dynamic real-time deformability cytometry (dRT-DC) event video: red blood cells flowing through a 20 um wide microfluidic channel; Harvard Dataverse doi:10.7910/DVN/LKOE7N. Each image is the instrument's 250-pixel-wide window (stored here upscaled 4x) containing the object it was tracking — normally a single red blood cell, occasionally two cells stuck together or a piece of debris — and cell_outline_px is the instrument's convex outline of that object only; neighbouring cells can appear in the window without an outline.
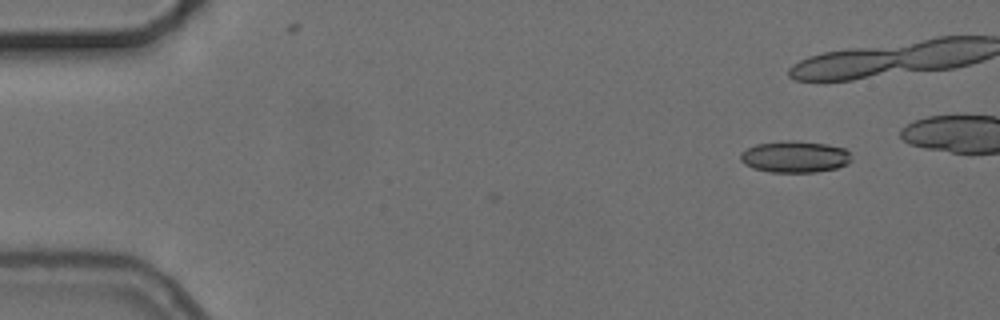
{"species": "common noctule bat (a hibernating species)", "species_latin": "Nyctalus noctula", "temperature_condition": "cold", "stored_images_in_passage": 6, "camera_frame_rate_fps": 3000, "um_per_image_px": 0.085, "animal": {"sex": "female", "body_mass_g": 24.6, "forearm_length_mm": 56.2}, "frame": {"image": 1, "passage_image": 1, "time_ms": 0.0, "image_size_px": [1000, 320], "cell_outline_px": [[852, 160], [848, 164], [836, 168], [816, 172], [772, 172], [752, 168], [744, 164], [740, 160], [740, 152], [756, 144], [780, 140], [796, 140], [828, 144], [844, 148], [848, 152]], "centroid_in_image_um": [67.55, 13.31], "position_along_channel_um": 17.5, "area_um2": 20.69}}